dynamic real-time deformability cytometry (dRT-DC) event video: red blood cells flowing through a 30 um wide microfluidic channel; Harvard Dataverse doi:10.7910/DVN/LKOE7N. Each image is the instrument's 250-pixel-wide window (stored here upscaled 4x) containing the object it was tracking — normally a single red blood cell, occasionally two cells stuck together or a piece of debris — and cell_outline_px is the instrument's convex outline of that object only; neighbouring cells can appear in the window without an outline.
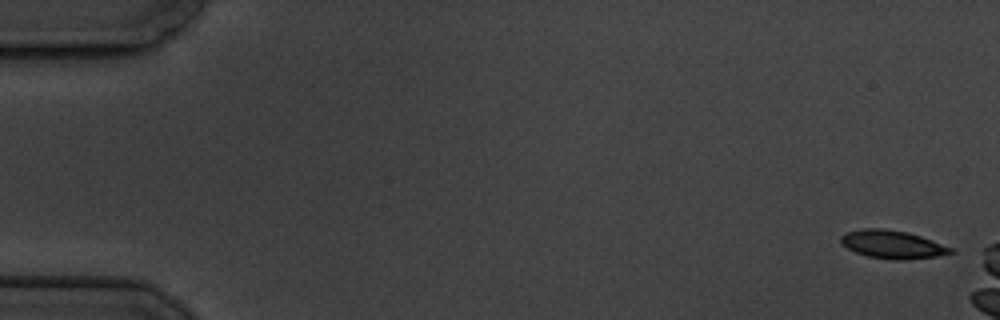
{"species": "common noctule bat (a hibernating species)", "species_latin": "Nyctalus noctula", "temperature_condition": "cold", "stored_images_in_passage": 3, "camera_frame_rate_fps": 3000, "um_per_image_px": 0.085, "animal": {"sex": "male", "body_mass_g": 19.5, "forearm_length_mm": 54.6}, "frame": {"image": 1, "passage_image": 1, "time_ms": 0.0, "image_size_px": [1000, 320], "cell_outline_px": [[956, 252], [936, 256], [904, 260], [892, 260], [868, 256], [856, 252], [840, 244], [840, 236], [844, 232], [860, 228], [880, 228], [908, 232], [932, 240], [952, 248]], "centroid_in_image_um": [75.81, 20.77], "position_along_channel_um": 9.2, "area_um2": 18.09}}